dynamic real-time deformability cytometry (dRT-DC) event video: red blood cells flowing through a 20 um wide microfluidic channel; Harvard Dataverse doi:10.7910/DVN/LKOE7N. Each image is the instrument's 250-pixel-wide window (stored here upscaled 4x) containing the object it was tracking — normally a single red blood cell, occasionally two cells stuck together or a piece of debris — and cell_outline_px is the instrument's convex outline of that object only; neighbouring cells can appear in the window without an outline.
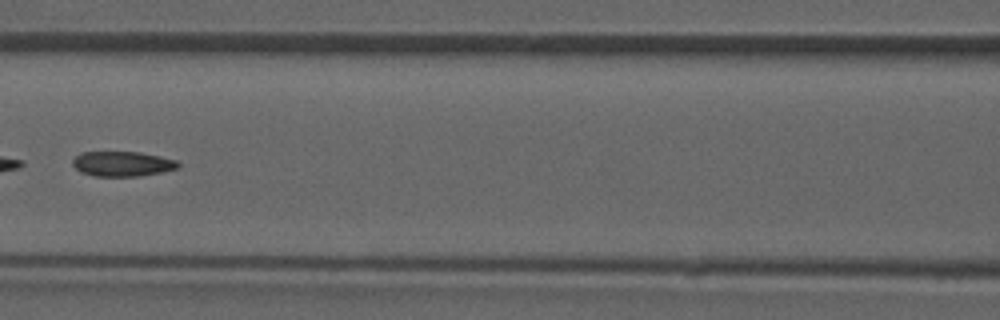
{"species": "common noctule bat (a hibernating species)", "species_latin": "Nyctalus noctula", "temperature_condition": "room temperature", "stored_images_in_passage": 7, "camera_frame_rate_fps": 3000, "um_per_image_px": 0.085, "animal": {"sex": "male", "forearm_length_mm": 52.5}, "frame": {"image": 1, "passage_image": 6, "time_ms": 5.667, "image_size_px": [1000, 320], "cell_outline_px": [[180, 168], [140, 176], [92, 176], [80, 172], [72, 164], [72, 160], [80, 152], [140, 152], [160, 156], [176, 160], [180, 164]], "centroid_in_image_um": [10.4, 13.92], "position_along_channel_um": 156.2, "area_um2": 15.43}}